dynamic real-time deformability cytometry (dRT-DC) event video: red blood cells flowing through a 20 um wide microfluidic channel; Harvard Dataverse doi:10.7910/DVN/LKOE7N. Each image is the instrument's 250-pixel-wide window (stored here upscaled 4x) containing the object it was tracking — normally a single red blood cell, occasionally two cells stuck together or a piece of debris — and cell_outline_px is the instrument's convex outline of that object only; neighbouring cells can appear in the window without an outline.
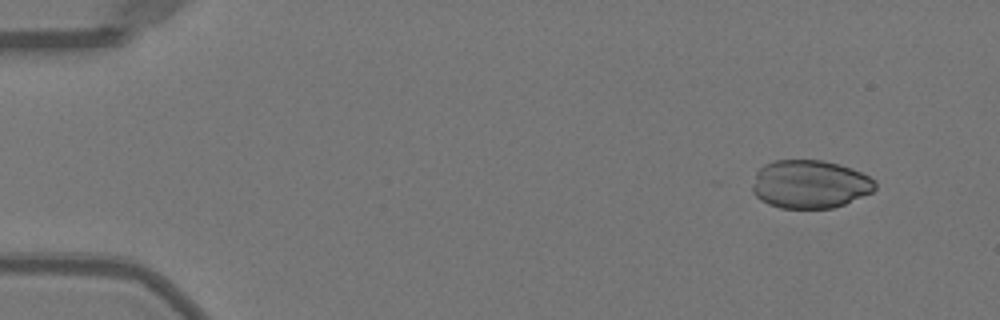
{"species": "Egyptian fruit bat (a non-hibernating species)", "species_latin": "Rousettus aegyptiacus", "temperature_condition": "warm", "stored_images_in_passage": 16, "camera_frame_rate_fps": 3000, "um_per_image_px": 0.085, "animal": {"sex": "female"}, "frame": {"image": 1, "passage_image": 1, "time_ms": 0.0, "image_size_px": [1000, 320], "cell_outline_px": [[876, 188], [872, 192], [844, 204], [832, 208], [780, 208], [768, 204], [760, 200], [752, 192], [752, 184], [756, 172], [764, 164], [776, 160], [820, 160], [840, 164], [852, 168], [876, 180]], "centroid_in_image_um": [68.83, 15.65], "position_along_channel_um": 16.2, "area_um2": 34.68}}